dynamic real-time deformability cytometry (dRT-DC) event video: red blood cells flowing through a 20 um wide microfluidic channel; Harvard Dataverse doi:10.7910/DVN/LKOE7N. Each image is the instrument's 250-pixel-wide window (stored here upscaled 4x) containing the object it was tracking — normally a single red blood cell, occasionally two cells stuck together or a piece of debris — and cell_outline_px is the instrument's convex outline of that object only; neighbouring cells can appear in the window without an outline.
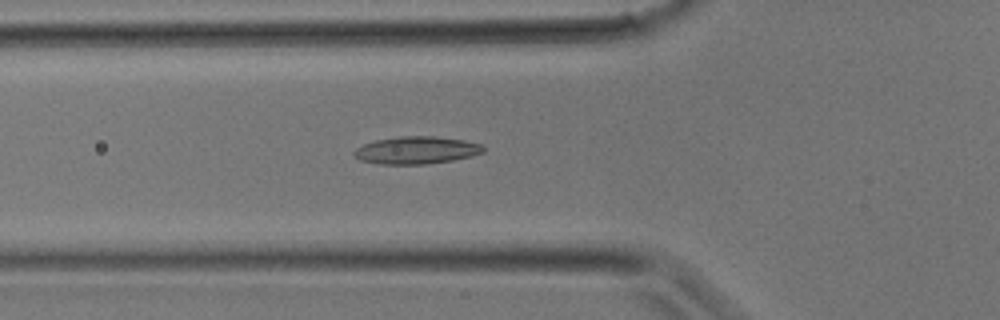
{"species": "common noctule bat (a hibernating species)", "species_latin": "Nyctalus noctula", "temperature_condition": "room temperature", "stored_images_in_passage": 25, "camera_frame_rate_fps": 3000, "um_per_image_px": 0.085, "animal": {"sex": "male", "body_mass_g": 17.9}, "frame": {"image": 1, "passage_image": 4, "time_ms": 1.0, "image_size_px": [1000, 320], "cell_outline_px": [[484, 152], [472, 156], [452, 160], [428, 164], [380, 164], [360, 160], [352, 156], [352, 152], [356, 148], [364, 144], [376, 140], [400, 136], [436, 136], [464, 140], [480, 144], [484, 148]], "centroid_in_image_um": [35.37, 12.77], "position_along_channel_um": 90.4, "area_um2": 20.75}}
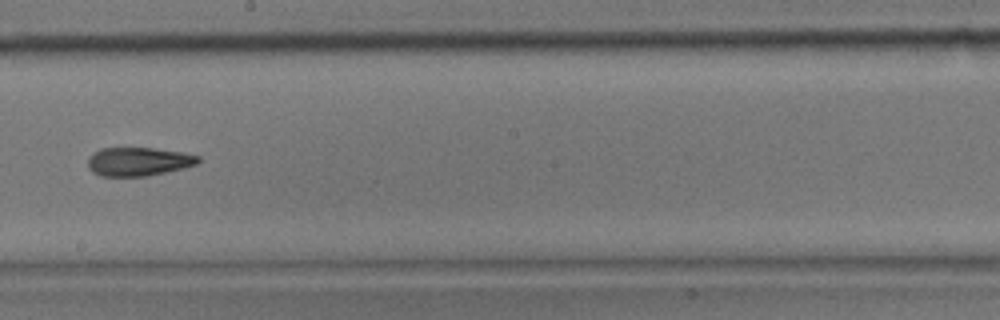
{"frame": {"image": 2, "passage_image": 11, "time_ms": 3.333, "image_size_px": [1000, 320], "cell_outline_px": [[200, 160], [196, 164], [184, 168], [144, 176], [100, 176], [92, 172], [88, 168], [88, 160], [100, 148], [152, 148], [184, 152], [200, 156]], "centroid_in_image_um": [11.78, 13.73], "position_along_channel_um": 236.4, "area_um2": 18.26}}
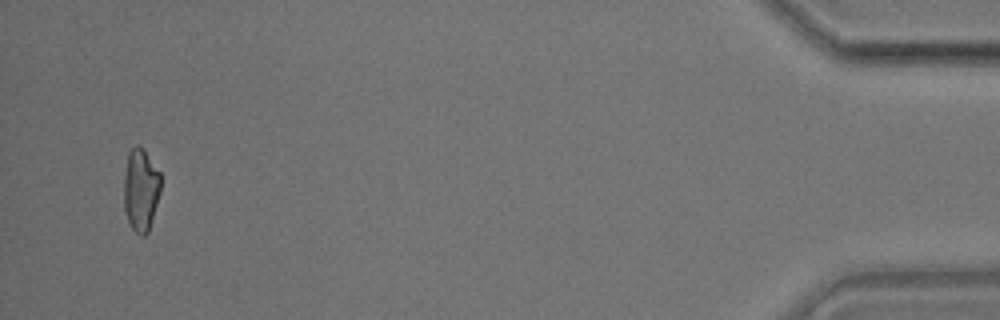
{"frame": {"image": 3, "passage_image": 24, "time_ms": 7.667, "image_size_px": [1000, 320], "cell_outline_px": [[160, 192], [148, 232], [144, 236], [140, 236], [132, 228], [128, 220], [124, 208], [124, 176], [128, 152], [136, 144], [144, 152], [160, 172]], "centroid_in_image_um": [11.95, 16.16], "position_along_channel_um": 423.2, "area_um2": 17.46}}